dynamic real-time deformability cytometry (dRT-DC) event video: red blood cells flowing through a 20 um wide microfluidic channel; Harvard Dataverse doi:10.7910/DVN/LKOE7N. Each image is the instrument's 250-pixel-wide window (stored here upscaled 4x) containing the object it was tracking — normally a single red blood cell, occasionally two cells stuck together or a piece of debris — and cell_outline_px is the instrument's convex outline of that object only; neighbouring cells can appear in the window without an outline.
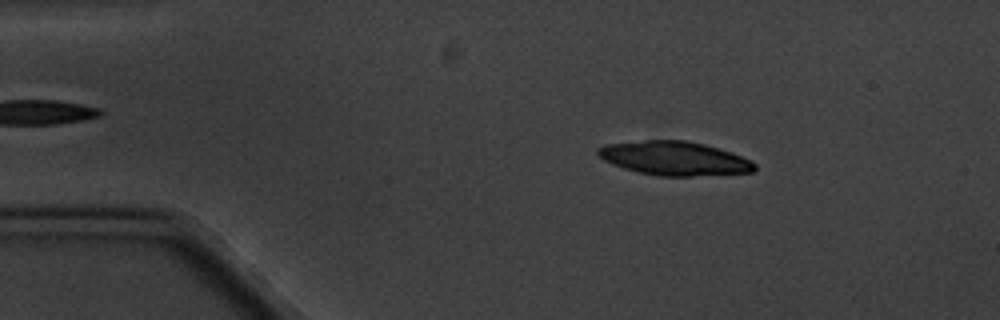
{"species": "common noctule bat (a hibernating species)", "species_latin": "Nyctalus noctula", "temperature_condition": "cold", "stored_images_in_passage": 3, "camera_frame_rate_fps": 3000, "um_per_image_px": 0.085, "animal": {"sex": "male", "body_mass_g": 20.1, "forearm_length_mm": 53.5}, "frame": {"image": 1, "passage_image": 2, "time_ms": 1.0, "image_size_px": [1000, 320], "cell_outline_px": [[756, 168], [752, 172], [692, 176], [656, 176], [624, 168], [612, 164], [604, 160], [596, 152], [596, 148], [604, 144], [644, 140], [684, 140], [704, 144], [752, 160], [756, 164]], "centroid_in_image_um": [57.28, 13.46], "position_along_channel_um": 27.7, "area_um2": 30.81}}